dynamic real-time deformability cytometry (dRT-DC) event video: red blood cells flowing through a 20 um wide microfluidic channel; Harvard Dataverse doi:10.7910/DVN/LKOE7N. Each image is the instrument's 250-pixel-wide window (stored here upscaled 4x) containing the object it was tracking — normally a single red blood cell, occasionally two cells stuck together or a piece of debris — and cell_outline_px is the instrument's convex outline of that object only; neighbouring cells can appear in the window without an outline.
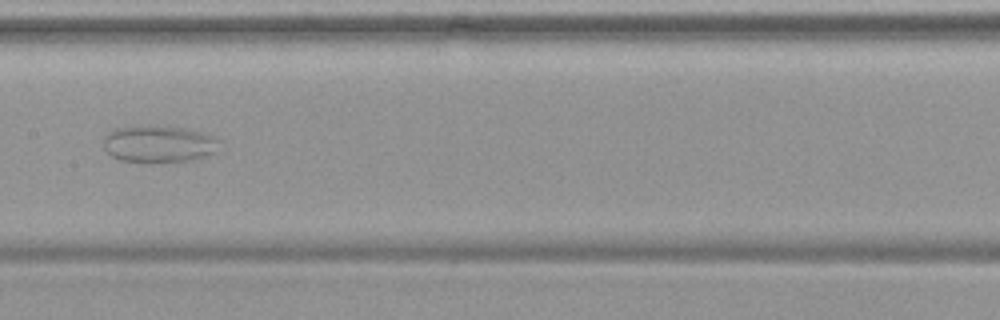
{"species": "common noctule bat (a hibernating species)", "species_latin": "Nyctalus noctula", "temperature_condition": "warm", "stored_images_in_passage": 52, "camera_frame_rate_fps": 3000, "um_per_image_px": 0.085, "animal": {"sex": "female", "body_mass_g": 19.9}, "frame": {"image": 1, "passage_image": 26, "time_ms": 8.333, "image_size_px": [1000, 320], "cell_outline_px": [[228, 148], [192, 160], [152, 164], [148, 164], [120, 160], [112, 156], [104, 148], [104, 136], [108, 132], [116, 128], [148, 124], [188, 128], [204, 132], [220, 140]], "centroid_in_image_um": [13.58, 12.24], "position_along_channel_um": 193.8, "area_um2": 26.3}}
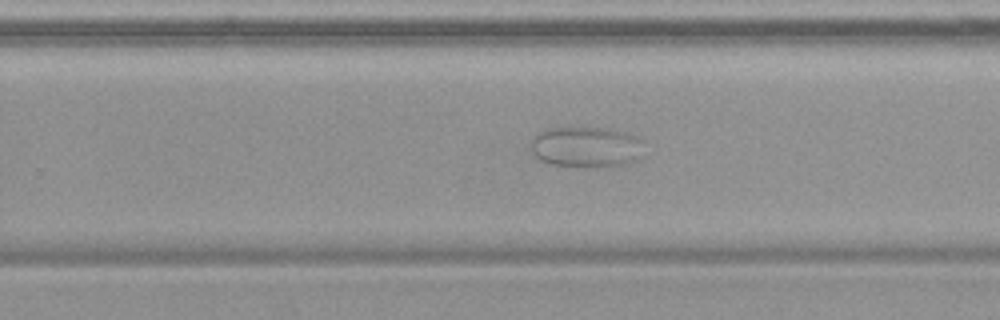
{"frame": {"image": 2, "passage_image": 33, "time_ms": 10.667, "image_size_px": [1000, 320], "cell_outline_px": [[640, 156], [628, 164], [584, 168], [548, 164], [540, 160], [528, 148], [532, 136], [536, 132], [544, 128], [608, 128], [628, 132], [636, 136], [640, 140]], "centroid_in_image_um": [49.72, 12.49], "position_along_channel_um": 280.1, "area_um2": 27.34}}
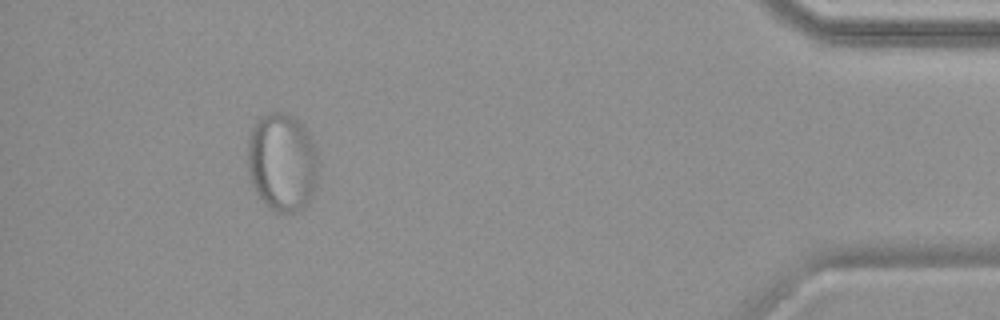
{"frame": {"image": 3, "passage_image": 48, "time_ms": 15.667, "image_size_px": [1000, 320], "cell_outline_px": [[320, 160], [316, 188], [308, 204], [304, 208], [296, 212], [276, 212], [268, 208], [264, 204], [256, 192], [252, 184], [248, 172], [248, 136], [256, 120], [268, 112], [284, 112], [292, 116], [304, 124], [308, 132]], "centroid_in_image_um": [24.01, 13.8], "position_along_channel_um": 411.2, "area_um2": 41.44}}